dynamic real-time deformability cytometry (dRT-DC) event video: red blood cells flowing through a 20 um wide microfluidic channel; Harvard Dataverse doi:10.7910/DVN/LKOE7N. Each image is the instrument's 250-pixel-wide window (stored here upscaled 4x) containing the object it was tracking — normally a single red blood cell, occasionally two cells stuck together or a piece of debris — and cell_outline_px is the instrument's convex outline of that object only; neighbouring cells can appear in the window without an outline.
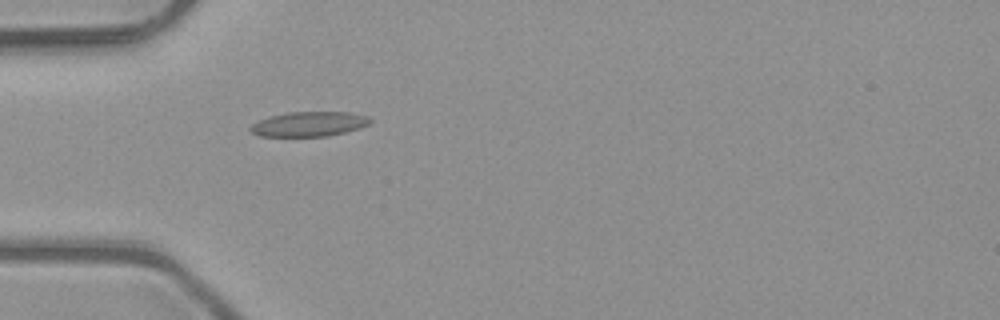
{"species": "common noctule bat (a hibernating species)", "species_latin": "Nyctalus noctula", "temperature_condition": "room temperature", "stored_images_in_passage": 2, "camera_frame_rate_fps": 3000, "um_per_image_px": 0.085, "animal": {"sex": "male", "body_mass_g": 23.1, "forearm_length_mm": 52.7}, "frame": {"image": 1, "passage_image": 2, "time_ms": 0.333, "image_size_px": [1000, 320], "cell_outline_px": [[372, 120], [368, 124], [360, 128], [328, 136], [260, 136], [252, 132], [248, 128], [252, 124], [268, 116], [288, 112], [348, 112], [368, 116]], "centroid_in_image_um": [26.26, 10.54], "position_along_channel_um": 58.7, "area_um2": 17.22}}